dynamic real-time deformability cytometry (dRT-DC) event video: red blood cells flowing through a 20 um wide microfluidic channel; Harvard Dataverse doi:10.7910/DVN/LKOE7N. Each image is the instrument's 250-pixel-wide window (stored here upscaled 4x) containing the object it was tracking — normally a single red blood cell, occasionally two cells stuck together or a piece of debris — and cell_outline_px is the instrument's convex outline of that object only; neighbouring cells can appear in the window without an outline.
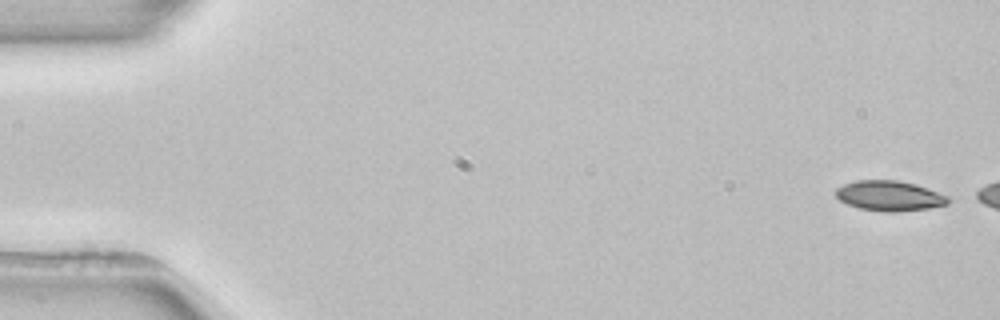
{"species": "common noctule bat (a hibernating species)", "species_latin": "Nyctalus noctula", "temperature_condition": "room temperature", "stored_images_in_passage": 5, "camera_frame_rate_fps": 3000, "um_per_image_px": 0.085, "animal": {"sex": "female", "body_mass_g": 22.7, "forearm_length_mm": 54.2}, "frame": {"image": 1, "passage_image": 1, "time_ms": 0.0, "image_size_px": [1000, 320], "cell_outline_px": [[948, 204], [928, 208], [896, 212], [888, 212], [860, 208], [848, 204], [840, 200], [836, 196], [836, 188], [844, 184], [856, 180], [896, 180], [916, 184], [948, 196]], "centroid_in_image_um": [75.59, 16.64], "position_along_channel_um": 9.4, "area_um2": 19.54}}
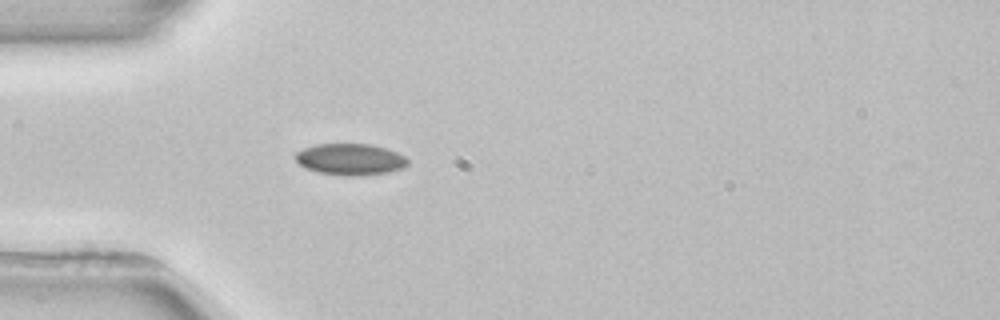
{"frame": {"image": 2, "passage_image": 5, "time_ms": 6.667, "image_size_px": [1000, 320], "cell_outline_px": [[408, 164], [404, 168], [388, 172], [360, 176], [344, 176], [320, 172], [304, 168], [292, 156], [296, 152], [304, 148], [316, 144], [372, 144], [388, 148], [404, 156], [408, 160]], "centroid_in_image_um": [29.77, 13.54], "position_along_channel_um": 55.2, "area_um2": 20.81}}